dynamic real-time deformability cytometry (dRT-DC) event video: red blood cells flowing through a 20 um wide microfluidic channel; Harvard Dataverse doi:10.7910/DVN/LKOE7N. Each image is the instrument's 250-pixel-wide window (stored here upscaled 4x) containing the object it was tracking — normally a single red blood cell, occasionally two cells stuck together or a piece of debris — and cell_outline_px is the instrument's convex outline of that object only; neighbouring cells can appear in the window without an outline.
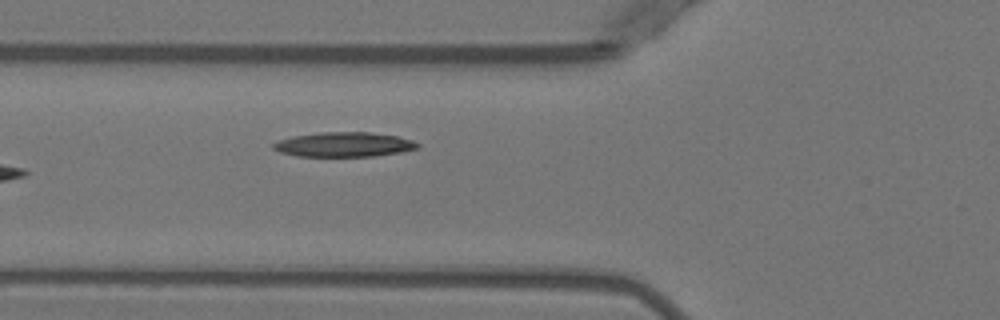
{"species": "Egyptian fruit bat (a non-hibernating species)", "species_latin": "Rousettus aegyptiacus", "temperature_condition": "warm", "stored_images_in_passage": 3, "camera_frame_rate_fps": 3000, "um_per_image_px": 0.085, "animal": {"sex": "female"}, "frame": {"image": 1, "passage_image": 3, "time_ms": 2.667, "image_size_px": [1000, 320], "cell_outline_px": [[420, 148], [400, 152], [372, 156], [296, 156], [280, 152], [272, 148], [272, 144], [280, 140], [292, 136], [320, 132], [368, 132], [396, 136], [412, 140], [420, 144]], "centroid_in_image_um": [29.23, 12.28], "position_along_channel_um": 96.6, "area_um2": 20.63}}